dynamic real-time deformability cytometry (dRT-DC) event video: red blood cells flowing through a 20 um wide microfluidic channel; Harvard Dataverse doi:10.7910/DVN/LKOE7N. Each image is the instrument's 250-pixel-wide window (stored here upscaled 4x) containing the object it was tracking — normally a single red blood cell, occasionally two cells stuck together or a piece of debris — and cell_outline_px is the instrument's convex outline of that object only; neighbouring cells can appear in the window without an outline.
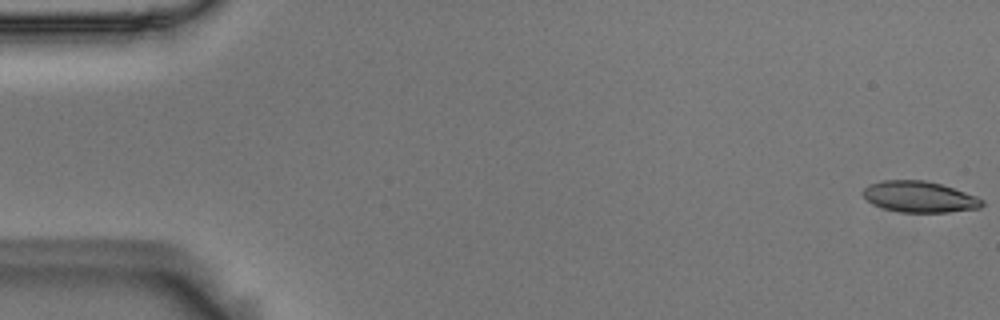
{"species": "Egyptian fruit bat (a non-hibernating species)", "species_latin": "Rousettus aegyptiacus", "temperature_condition": "room temperature", "stored_images_in_passage": 55, "camera_frame_rate_fps": 3000, "um_per_image_px": 0.085, "animal": {"sex": "male"}, "frame": {"image": 1, "passage_image": 1, "time_ms": 0.0, "image_size_px": [1000, 320], "cell_outline_px": [[984, 204], [980, 208], [948, 212], [900, 212], [884, 208], [872, 204], [860, 192], [868, 184], [880, 180], [924, 180], [940, 184], [976, 196], [984, 200]], "centroid_in_image_um": [78.12, 16.72], "position_along_channel_um": 6.9, "area_um2": 21.56}}
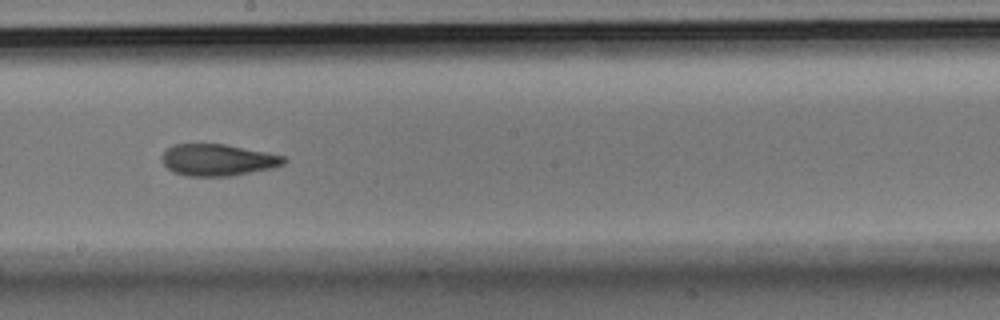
{"frame": {"image": 2, "passage_image": 31, "time_ms": 10.0, "image_size_px": [1000, 320], "cell_outline_px": [[288, 160], [284, 164], [272, 168], [232, 176], [188, 176], [172, 172], [164, 164], [160, 156], [172, 144], [224, 144], [284, 156]], "centroid_in_image_um": [18.49, 13.6], "position_along_channel_um": 229.7, "area_um2": 22.48}}
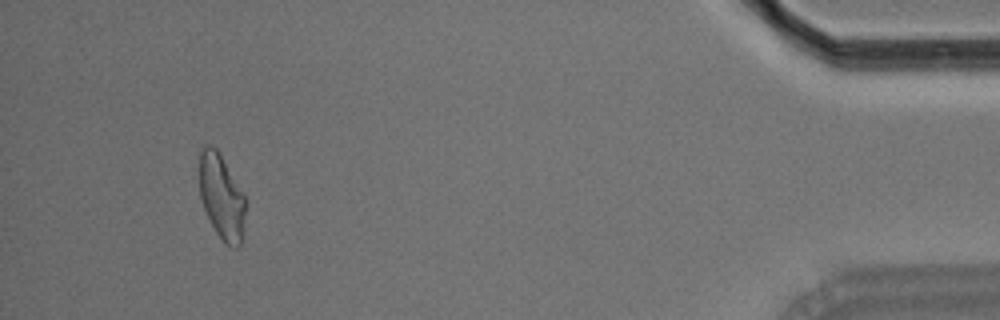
{"frame": {"image": 3, "passage_image": 52, "time_ms": 17.0, "image_size_px": [1000, 320], "cell_outline_px": [[244, 216], [240, 244], [236, 248], [232, 248], [224, 244], [216, 232], [200, 200], [200, 152], [208, 144], [212, 144], [216, 148], [244, 196]], "centroid_in_image_um": [18.81, 16.76], "position_along_channel_um": 416.4, "area_um2": 22.14}, "authors_computed_cell_mechanics": {"area_um2": 22.8888, "velocity_mm_per_s": 3.6488, "shape_relaxation_time_tau1_ms": 9.565, "shape_relaxation_time_tau2_ms": 2.4078, "deformation_change_tau1": 0.2179, "deformation_change_tau2": 0.0938}}